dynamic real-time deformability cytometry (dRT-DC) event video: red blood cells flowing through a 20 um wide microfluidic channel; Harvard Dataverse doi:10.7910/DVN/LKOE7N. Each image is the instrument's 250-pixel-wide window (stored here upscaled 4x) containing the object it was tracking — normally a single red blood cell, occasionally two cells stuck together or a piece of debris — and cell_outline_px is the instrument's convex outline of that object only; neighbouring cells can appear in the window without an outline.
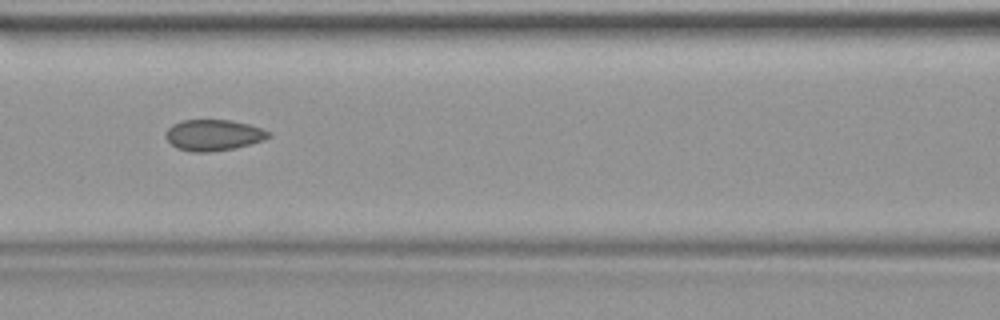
{"species": "common noctule bat (a hibernating species)", "species_latin": "Nyctalus noctula", "temperature_condition": "warm", "stored_images_in_passage": 41, "camera_frame_rate_fps": 3000, "um_per_image_px": 0.085, "animal": {"sex": "female", "body_mass_g": 19.9}, "frame": {"image": 1, "passage_image": 18, "time_ms": 5.667, "image_size_px": [1000, 320], "cell_outline_px": [[272, 136], [264, 140], [236, 148], [208, 152], [192, 152], [176, 148], [164, 136], [164, 132], [172, 124], [180, 120], [228, 120], [248, 124], [272, 132]], "centroid_in_image_um": [18.13, 11.48], "position_along_channel_um": 148.5, "area_um2": 18.79}}